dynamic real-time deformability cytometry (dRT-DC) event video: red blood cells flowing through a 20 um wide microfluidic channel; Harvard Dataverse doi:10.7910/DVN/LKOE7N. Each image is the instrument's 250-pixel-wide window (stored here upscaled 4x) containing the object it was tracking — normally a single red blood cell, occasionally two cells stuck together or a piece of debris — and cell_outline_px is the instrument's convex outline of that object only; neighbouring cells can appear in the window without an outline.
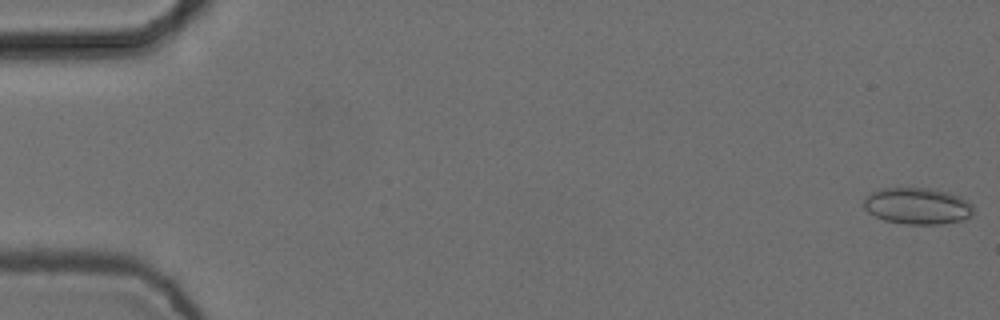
{"species": "common noctule bat (a hibernating species)", "species_latin": "Nyctalus noctula", "temperature_condition": "cold", "stored_images_in_passage": 7, "camera_frame_rate_fps": 3000, "um_per_image_px": 0.085, "animal": {"sex": "female", "body_mass_g": 24.6, "forearm_length_mm": 56.2}, "frame": {"image": 1, "passage_image": 1, "time_ms": 0.0, "image_size_px": [1000, 320], "cell_outline_px": [[972, 216], [960, 220], [944, 224], [904, 224], [884, 220], [868, 212], [864, 208], [864, 200], [872, 192], [880, 188], [928, 188], [948, 192], [960, 196], [972, 204]], "centroid_in_image_um": [77.98, 17.51], "position_along_channel_um": 7.0, "area_um2": 23.29}}
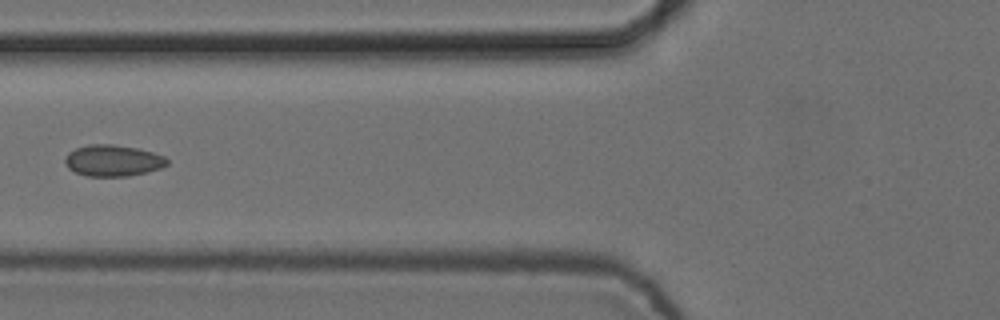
{"frame": {"image": 2, "passage_image": 6, "time_ms": 1.667, "image_size_px": [1000, 320], "cell_outline_px": [[168, 164], [160, 168], [128, 176], [88, 176], [76, 172], [68, 168], [64, 164], [64, 160], [68, 152], [76, 148], [88, 144], [112, 144], [136, 148], [152, 152], [164, 156], [168, 160]], "centroid_in_image_um": [9.56, 13.64], "position_along_channel_um": 116.2, "area_um2": 18.55}}
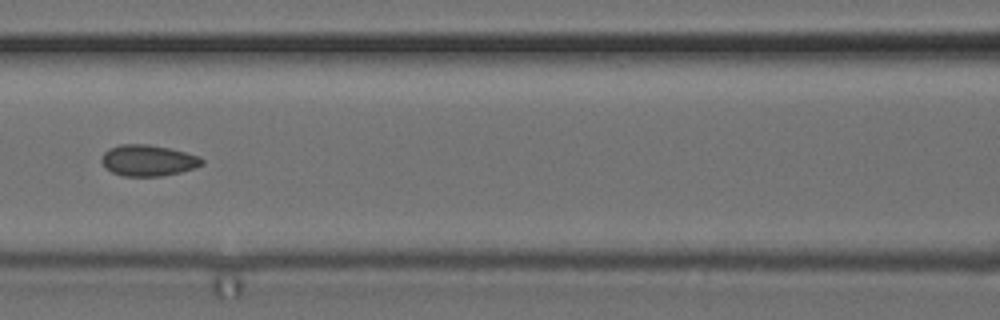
{"frame": {"image": 3, "passage_image": 7, "time_ms": 2.0, "image_size_px": [1000, 320], "cell_outline_px": [[204, 164], [196, 168], [180, 172], [160, 176], [124, 176], [112, 172], [104, 168], [100, 160], [104, 152], [120, 144], [148, 144], [168, 148], [200, 156], [204, 160]], "centroid_in_image_um": [12.59, 13.64], "position_along_channel_um": 154.0, "area_um2": 18.26}}